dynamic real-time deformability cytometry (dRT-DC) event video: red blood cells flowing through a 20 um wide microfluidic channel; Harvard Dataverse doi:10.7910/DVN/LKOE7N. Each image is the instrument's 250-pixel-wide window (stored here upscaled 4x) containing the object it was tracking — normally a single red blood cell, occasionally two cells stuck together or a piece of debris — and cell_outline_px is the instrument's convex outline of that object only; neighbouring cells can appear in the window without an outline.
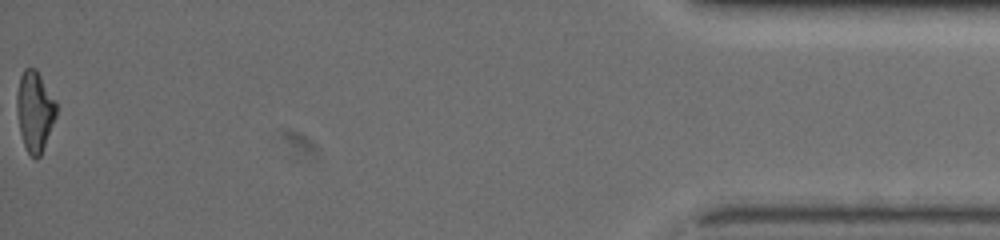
{"species": "common noctule bat (a hibernating species)", "species_latin": "Nyctalus noctula", "temperature_condition": "warm", "stored_images_in_passage": 45, "segment_of_instrument_passage": [2, 2], "camera_frame_rate_fps": 3000, "um_per_image_px": 0.085, "animal": {"sex": "female", "body_mass_g": 19.5, "forearm_length_mm": 54.1}, "frame": {"image": 1, "passage_image": 45, "time_ms": 14.667, "image_size_px": [1000, 240], "cell_outline_px": [[56, 116], [40, 156], [36, 160], [28, 152], [24, 144], [20, 132], [16, 108], [16, 96], [20, 76], [24, 68], [36, 68], [56, 100]], "centroid_in_image_um": [2.95, 9.42], "position_along_channel_um": 432.3, "area_um2": 18.44}}